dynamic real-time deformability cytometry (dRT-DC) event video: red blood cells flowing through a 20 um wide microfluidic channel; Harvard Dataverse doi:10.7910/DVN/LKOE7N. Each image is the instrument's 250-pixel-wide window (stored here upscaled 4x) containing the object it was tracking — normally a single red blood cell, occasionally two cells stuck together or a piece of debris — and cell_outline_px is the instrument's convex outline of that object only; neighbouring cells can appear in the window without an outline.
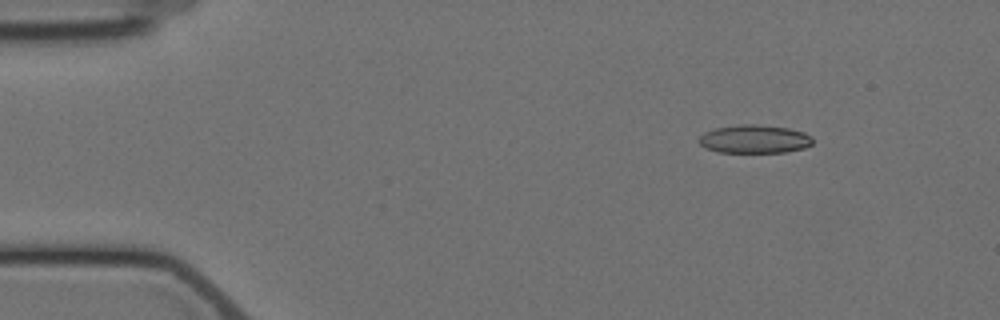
{"species": "Egyptian fruit bat (a non-hibernating species)", "species_latin": "Rousettus aegyptiacus", "temperature_condition": "cold", "stored_images_in_passage": 7, "camera_frame_rate_fps": 3000, "um_per_image_px": 0.085, "animal": {"sex": "female"}, "frame": {"image": 1, "passage_image": 1, "time_ms": 0.0, "image_size_px": [1000, 320], "cell_outline_px": [[812, 144], [804, 148], [784, 152], [720, 152], [704, 148], [700, 144], [700, 136], [704, 132], [716, 128], [740, 124], [756, 124], [788, 128], [804, 132], [812, 136]], "centroid_in_image_um": [64.14, 11.82], "position_along_channel_um": 20.9, "area_um2": 18.73}}
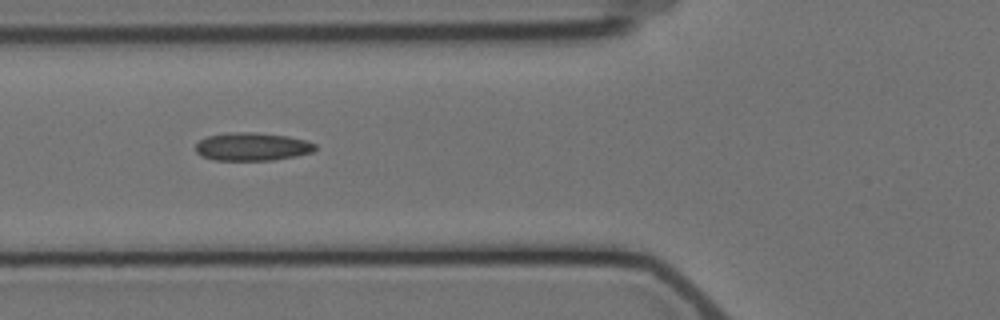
{"frame": {"image": 2, "passage_image": 5, "time_ms": 4.667, "image_size_px": [1000, 320], "cell_outline_px": [[316, 148], [312, 152], [296, 156], [272, 160], [216, 160], [200, 156], [196, 152], [196, 144], [200, 140], [208, 136], [228, 132], [256, 132], [288, 136], [308, 140], [316, 144]], "centroid_in_image_um": [21.45, 12.46], "position_along_channel_um": 104.4, "area_um2": 19.71}}
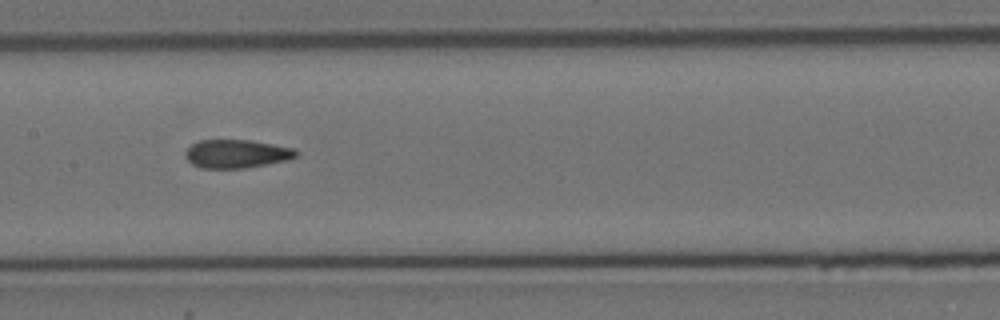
{"frame": {"image": 3, "passage_image": 7, "time_ms": 7.0, "image_size_px": [1000, 320], "cell_outline_px": [[300, 152], [296, 156], [288, 160], [244, 168], [200, 168], [192, 164], [184, 156], [184, 152], [192, 144], [200, 140], [252, 140], [296, 148]], "centroid_in_image_um": [20.13, 13.07], "position_along_channel_um": 187.3, "area_um2": 18.5}}